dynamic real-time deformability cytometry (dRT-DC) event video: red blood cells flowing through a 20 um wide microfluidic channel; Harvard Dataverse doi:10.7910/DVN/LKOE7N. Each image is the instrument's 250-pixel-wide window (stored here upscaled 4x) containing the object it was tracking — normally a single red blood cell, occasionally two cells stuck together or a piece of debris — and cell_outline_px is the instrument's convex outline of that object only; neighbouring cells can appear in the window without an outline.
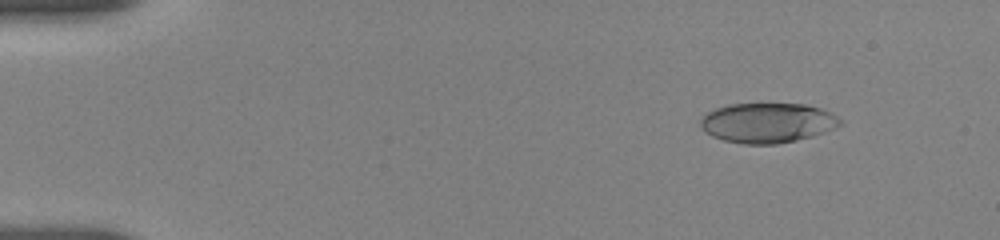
{"species": "human", "species_latin": "Homo sapiens", "temperature_condition": "room temperature", "stored_images_in_passage": 25, "camera_frame_rate_fps": 3000, "um_per_image_px": 0.085, "donor": {"sex": "female"}, "frame": {"image": 1, "passage_image": 7, "time_ms": 1.667, "image_size_px": [1000, 240], "cell_outline_px": [[840, 124], [824, 132], [812, 136], [796, 140], [776, 144], [744, 144], [724, 140], [712, 136], [704, 132], [700, 124], [700, 120], [708, 112], [716, 108], [728, 104], [804, 104], [820, 108], [836, 116], [840, 120]], "centroid_in_image_um": [65.19, 10.44], "position_along_channel_um": 19.8, "area_um2": 32.14}}
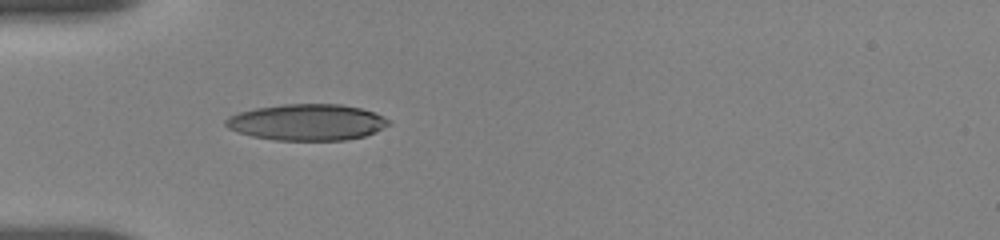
{"frame": {"image": 2, "passage_image": 19, "time_ms": 5.333, "image_size_px": [1000, 240], "cell_outline_px": [[392, 124], [364, 136], [344, 140], [276, 140], [252, 136], [236, 132], [228, 128], [224, 124], [224, 120], [228, 116], [240, 112], [256, 108], [284, 104], [340, 104], [360, 108], [372, 112], [388, 120]], "centroid_in_image_um": [26.05, 10.39], "position_along_channel_um": 59.0, "area_um2": 34.28}}
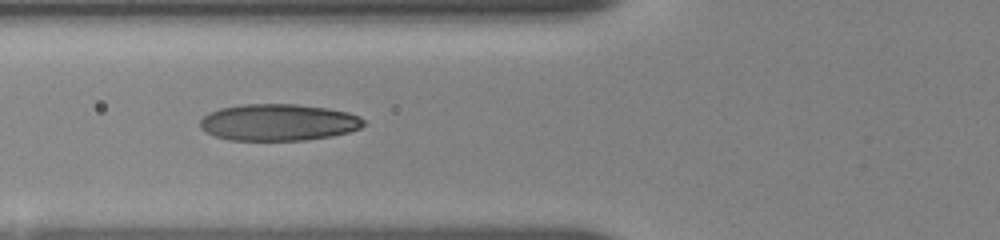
{"frame": {"image": 3, "passage_image": 24, "time_ms": 6.667, "image_size_px": [1000, 240], "cell_outline_px": [[364, 124], [360, 128], [348, 132], [332, 136], [304, 140], [228, 140], [204, 132], [200, 128], [200, 120], [208, 112], [220, 108], [244, 104], [296, 104], [328, 108], [348, 112], [360, 116], [364, 120]], "centroid_in_image_um": [23.65, 10.4], "position_along_channel_um": 102.2, "area_um2": 35.14}}